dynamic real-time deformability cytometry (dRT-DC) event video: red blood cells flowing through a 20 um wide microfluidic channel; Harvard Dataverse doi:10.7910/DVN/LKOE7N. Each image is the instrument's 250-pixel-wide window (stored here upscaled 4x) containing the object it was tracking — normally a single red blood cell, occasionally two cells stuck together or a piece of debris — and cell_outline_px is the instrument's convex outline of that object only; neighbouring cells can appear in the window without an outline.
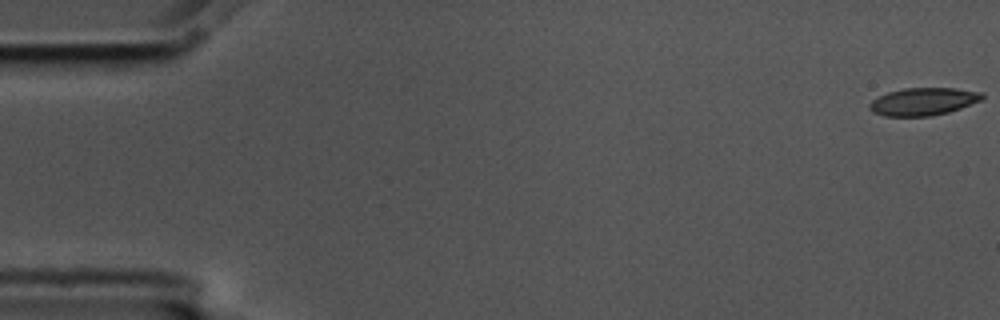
{"species": "common noctule bat (a hibernating species)", "species_latin": "Nyctalus noctula", "temperature_condition": "cold", "stored_images_in_passage": 57, "camera_frame_rate_fps": 3000, "um_per_image_px": 0.085, "animal": {"sex": "male", "body_mass_g": 17.5, "forearm_length_mm": 52.3}, "frame": {"image": 1, "passage_image": 1, "time_ms": 0.0, "image_size_px": [1000, 320], "cell_outline_px": [[984, 96], [980, 100], [960, 108], [948, 112], [932, 116], [884, 116], [872, 112], [868, 108], [868, 104], [872, 100], [888, 92], [904, 88], [956, 88], [984, 92]], "centroid_in_image_um": [78.46, 8.63], "position_along_channel_um": 6.5, "area_um2": 18.15}}
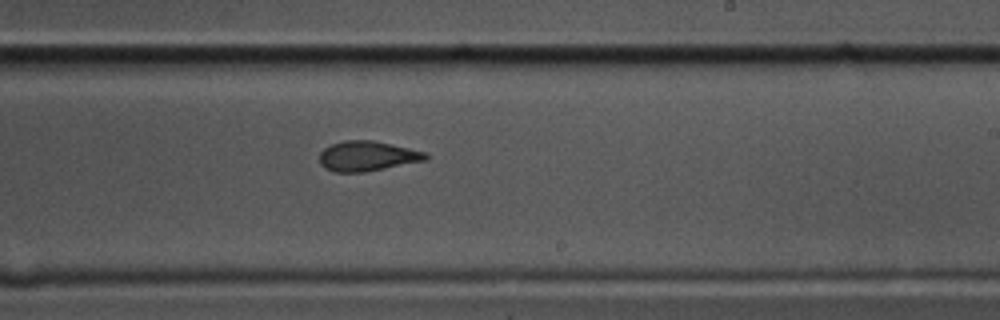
{"frame": {"image": 2, "passage_image": 34, "time_ms": 11.0, "image_size_px": [1000, 320], "cell_outline_px": [[428, 160], [364, 172], [336, 172], [324, 168], [320, 164], [320, 152], [324, 148], [332, 144], [344, 140], [372, 140], [392, 144], [428, 152]], "centroid_in_image_um": [31.24, 13.26], "position_along_channel_um": 257.8, "area_um2": 18.67}}
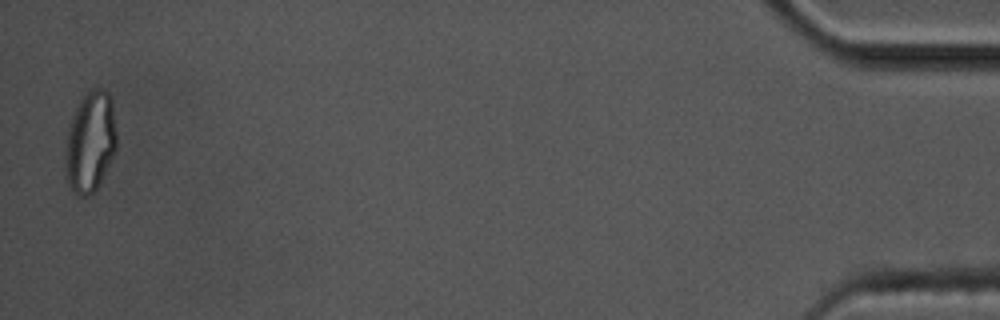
{"frame": {"image": 3, "passage_image": 56, "time_ms": 18.333, "image_size_px": [1000, 320], "cell_outline_px": [[116, 152], [100, 184], [88, 196], [80, 196], [72, 188], [64, 176], [64, 148], [68, 128], [72, 116], [80, 100], [92, 88], [104, 88], [108, 92], [112, 100], [116, 132]], "centroid_in_image_um": [7.66, 12.07], "position_along_channel_um": 427.5, "area_um2": 30.58}, "authors_computed_cell_mechanics": {"area_um2": 18.785, "velocity_mm_per_s": 3.5813, "shape_relaxation_time_tau1_ms": 4.0444, "shape_relaxation_time_tau2_ms": 1.1733, "deformation_change_tau1": 0.1418, "deformation_change_tau2": 0.07}}